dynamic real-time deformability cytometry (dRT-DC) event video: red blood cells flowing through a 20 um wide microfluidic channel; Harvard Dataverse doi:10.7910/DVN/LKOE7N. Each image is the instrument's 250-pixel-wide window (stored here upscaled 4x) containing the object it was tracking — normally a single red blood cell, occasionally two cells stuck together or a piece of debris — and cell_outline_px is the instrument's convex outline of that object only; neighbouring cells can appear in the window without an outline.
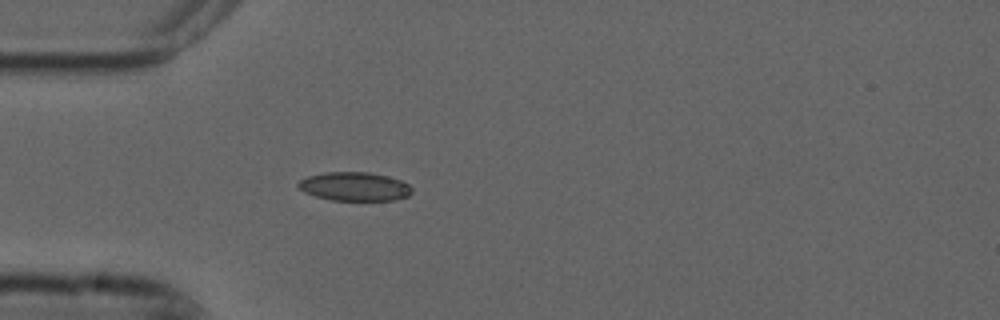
{"species": "common noctule bat (a hibernating species)", "species_latin": "Nyctalus noctula", "temperature_condition": "cold", "stored_images_in_passage": 2, "camera_frame_rate_fps": 3000, "um_per_image_px": 0.085, "animal": {"sex": "male", "forearm_length_mm": 52.5}, "frame": {"image": 1, "passage_image": 2, "time_ms": 0.333, "image_size_px": [1000, 320], "cell_outline_px": [[412, 192], [408, 196], [396, 200], [332, 200], [316, 196], [304, 192], [296, 184], [300, 180], [308, 176], [324, 172], [368, 172], [388, 176], [400, 180], [408, 184], [412, 188]], "centroid_in_image_um": [30.15, 15.85], "position_along_channel_um": 54.9, "area_um2": 19.02}}